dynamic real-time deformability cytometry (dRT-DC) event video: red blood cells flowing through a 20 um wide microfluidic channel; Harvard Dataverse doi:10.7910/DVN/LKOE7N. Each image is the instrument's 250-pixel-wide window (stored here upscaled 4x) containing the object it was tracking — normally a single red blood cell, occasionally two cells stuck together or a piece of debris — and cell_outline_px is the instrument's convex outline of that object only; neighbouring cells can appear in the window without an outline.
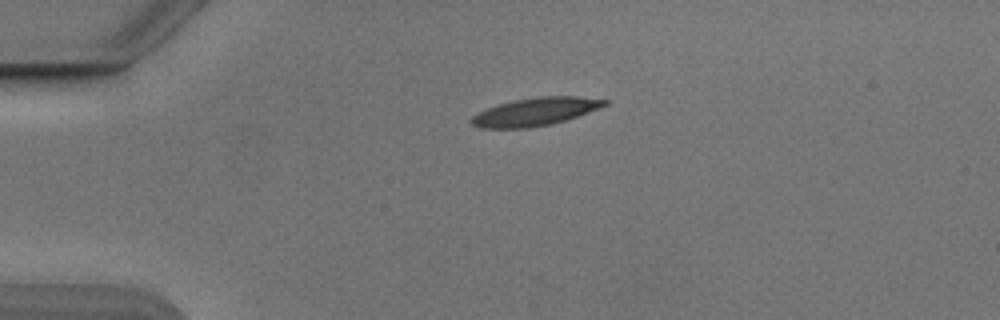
{"species": "Egyptian fruit bat (a non-hibernating species)", "species_latin": "Rousettus aegyptiacus", "temperature_condition": "cold", "stored_images_in_passage": 42, "camera_frame_rate_fps": 3000, "um_per_image_px": 0.085, "animal": {"sex": "male"}, "frame": {"image": 1, "passage_image": 1, "time_ms": 0.0, "image_size_px": [1000, 320], "cell_outline_px": [[608, 104], [588, 112], [552, 124], [528, 128], [480, 128], [472, 124], [468, 120], [472, 116], [488, 108], [512, 100], [540, 96], [576, 96], [608, 100]], "centroid_in_image_um": [45.48, 9.49], "position_along_channel_um": 39.5, "area_um2": 21.5}}
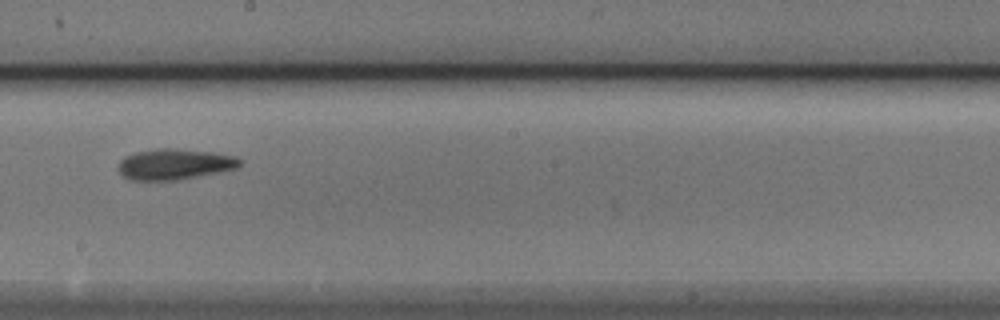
{"frame": {"image": 2, "passage_image": 19, "time_ms": 6.0, "image_size_px": [1000, 320], "cell_outline_px": [[244, 160], [236, 168], [220, 172], [180, 180], [132, 180], [124, 176], [116, 168], [116, 164], [124, 156], [136, 152], [156, 148], [172, 148], [216, 152], [236, 156]], "centroid_in_image_um": [14.85, 13.95], "position_along_channel_um": 233.4, "area_um2": 22.2}}
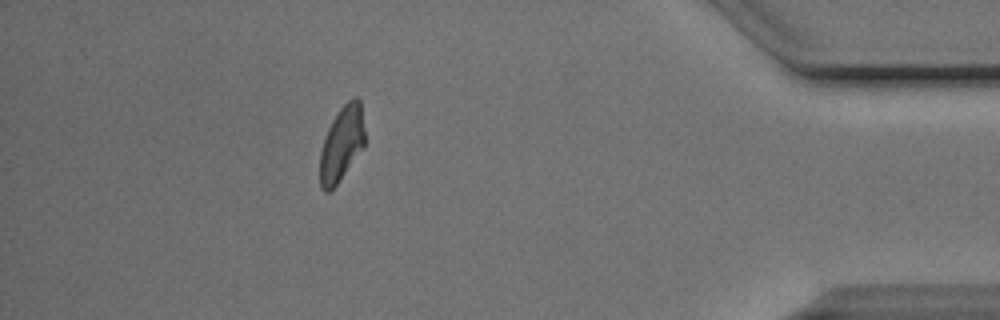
{"frame": {"image": 3, "passage_image": 36, "time_ms": 11.667, "image_size_px": [1000, 320], "cell_outline_px": [[364, 148], [336, 184], [328, 192], [324, 192], [320, 184], [320, 152], [328, 128], [332, 120], [340, 108], [352, 96], [356, 96], [360, 100], [364, 128]], "centroid_in_image_um": [29.05, 12.19], "position_along_channel_um": 406.1, "area_um2": 19.42}, "authors_computed_cell_mechanics": {"area_um2": 20.6924, "velocity_mm_per_s": 3.857, "shape_relaxation_time_tau1_ms": 4.1787, "shape_relaxation_time_tau2_ms": null, "deformation_change_tau1": 0.1621, "deformation_change_tau2": null}}